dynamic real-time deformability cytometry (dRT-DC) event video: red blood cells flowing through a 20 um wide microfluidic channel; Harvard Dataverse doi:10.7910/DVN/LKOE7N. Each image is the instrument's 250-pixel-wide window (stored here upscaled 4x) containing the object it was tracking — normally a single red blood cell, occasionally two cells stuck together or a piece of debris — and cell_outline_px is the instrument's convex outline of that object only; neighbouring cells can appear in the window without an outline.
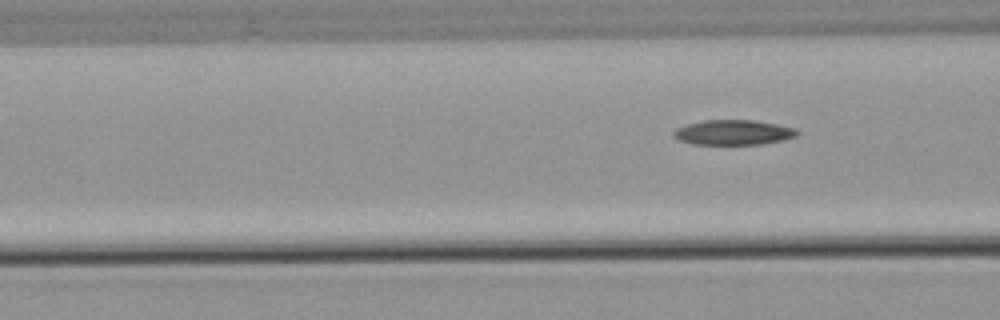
{"species": "common noctule bat (a hibernating species)", "species_latin": "Nyctalus noctula", "temperature_condition": "warm", "stored_images_in_passage": 6, "camera_frame_rate_fps": 3000, "um_per_image_px": 0.085, "animal": {"sex": "male", "body_mass_g": 21.5, "forearm_length_mm": 52.0}, "frame": {"image": 1, "passage_image": 6, "time_ms": 7.333, "image_size_px": [1000, 320], "cell_outline_px": [[800, 132], [796, 136], [784, 140], [764, 144], [692, 144], [680, 140], [672, 136], [672, 132], [676, 128], [688, 124], [704, 120], [756, 120], [796, 128]], "centroid_in_image_um": [62.35, 11.25], "position_along_channel_um": 104.2, "area_um2": 18.09}}